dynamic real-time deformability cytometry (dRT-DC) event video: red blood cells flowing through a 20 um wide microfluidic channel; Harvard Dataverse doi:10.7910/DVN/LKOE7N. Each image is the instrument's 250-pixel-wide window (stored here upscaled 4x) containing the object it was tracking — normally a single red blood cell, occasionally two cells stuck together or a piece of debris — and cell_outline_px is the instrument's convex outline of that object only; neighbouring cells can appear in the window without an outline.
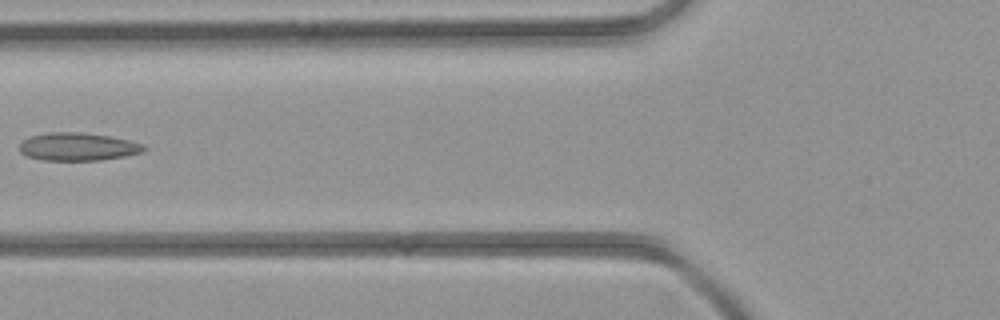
{"species": "common noctule bat (a hibernating species)", "species_latin": "Nyctalus noctula", "temperature_condition": "room temperature", "stored_images_in_passage": 3, "camera_frame_rate_fps": 3000, "um_per_image_px": 0.085, "animal": {"sex": "female", "body_mass_g": 21.9}, "frame": {"image": 1, "passage_image": 3, "time_ms": 2.333, "image_size_px": [1000, 320], "cell_outline_px": [[148, 148], [144, 152], [124, 156], [100, 160], [40, 160], [28, 156], [20, 152], [20, 144], [24, 140], [32, 136], [48, 132], [80, 132], [108, 136], [128, 140], [144, 144]], "centroid_in_image_um": [6.65, 12.47], "position_along_channel_um": 119.2, "area_um2": 20.17}}